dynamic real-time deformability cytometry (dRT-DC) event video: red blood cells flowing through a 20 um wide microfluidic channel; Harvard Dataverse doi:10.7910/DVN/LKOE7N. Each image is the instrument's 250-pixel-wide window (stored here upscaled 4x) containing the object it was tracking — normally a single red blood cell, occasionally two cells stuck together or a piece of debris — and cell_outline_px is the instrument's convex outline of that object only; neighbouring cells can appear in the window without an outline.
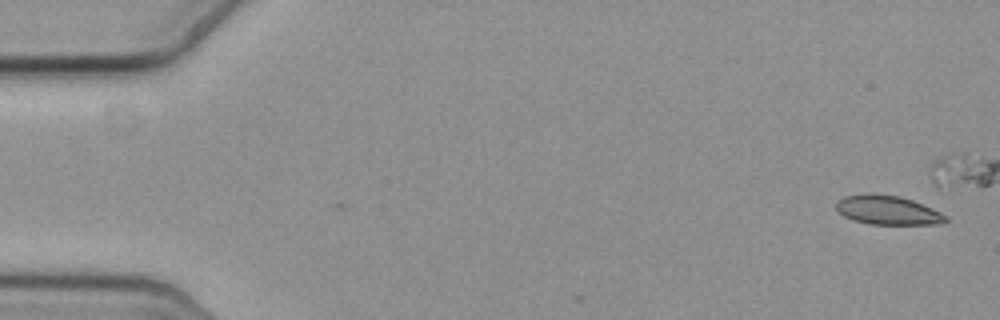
{"species": "common noctule bat (a hibernating species)", "species_latin": "Nyctalus noctula", "temperature_condition": "cold", "stored_images_in_passage": 2, "camera_frame_rate_fps": 3000, "um_per_image_px": 0.085, "animal": {"sex": "female", "body_mass_g": 19.3, "forearm_length_mm": 54.1}, "frame": {"image": 1, "passage_image": 2, "time_ms": 0.333, "image_size_px": [1000, 320], "cell_outline_px": [[948, 220], [944, 224], [868, 224], [852, 220], [844, 216], [836, 208], [836, 200], [844, 196], [900, 196], [912, 200], [932, 208], [948, 216]], "centroid_in_image_um": [75.51, 17.91], "position_along_channel_um": 9.5, "area_um2": 18.03}}